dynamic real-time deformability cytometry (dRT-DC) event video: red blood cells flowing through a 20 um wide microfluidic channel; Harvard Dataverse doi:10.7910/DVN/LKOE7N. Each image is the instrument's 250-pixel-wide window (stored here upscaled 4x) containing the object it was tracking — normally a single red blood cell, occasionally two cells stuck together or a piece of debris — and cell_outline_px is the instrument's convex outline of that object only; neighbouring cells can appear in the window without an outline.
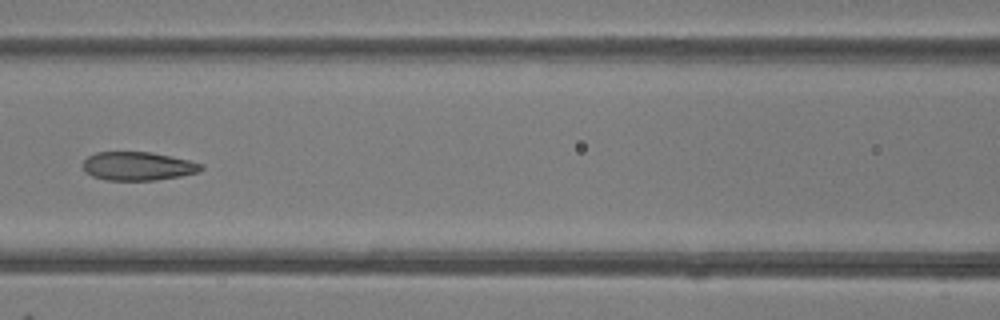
{"species": "common noctule bat (a hibernating species)", "species_latin": "Nyctalus noctula", "temperature_condition": "room temperature", "stored_images_in_passage": 4, "camera_frame_rate_fps": 3000, "um_per_image_px": 0.085, "animal": {"sex": "female"}, "frame": {"image": 1, "passage_image": 3, "time_ms": 2.333, "image_size_px": [1000, 320], "cell_outline_px": [[204, 168], [200, 172], [180, 176], [156, 180], [104, 180], [92, 176], [84, 172], [84, 160], [88, 156], [96, 152], [152, 152], [188, 160], [204, 164]], "centroid_in_image_um": [11.74, 14.12], "position_along_channel_um": 154.9, "area_um2": 19.77}}
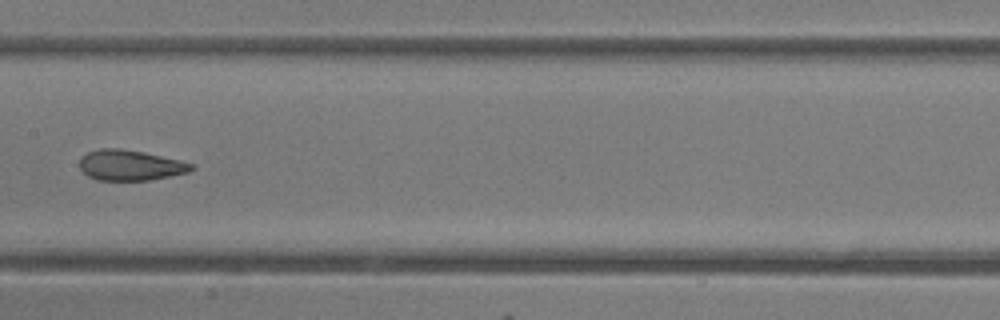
{"frame": {"image": 2, "passage_image": 4, "time_ms": 3.333, "image_size_px": [1000, 320], "cell_outline_px": [[196, 168], [188, 172], [148, 180], [96, 180], [88, 176], [80, 168], [80, 160], [88, 152], [100, 148], [116, 148], [144, 152], [180, 160], [196, 164]], "centroid_in_image_um": [11.1, 14.04], "position_along_channel_um": 196.3, "area_um2": 19.77}}